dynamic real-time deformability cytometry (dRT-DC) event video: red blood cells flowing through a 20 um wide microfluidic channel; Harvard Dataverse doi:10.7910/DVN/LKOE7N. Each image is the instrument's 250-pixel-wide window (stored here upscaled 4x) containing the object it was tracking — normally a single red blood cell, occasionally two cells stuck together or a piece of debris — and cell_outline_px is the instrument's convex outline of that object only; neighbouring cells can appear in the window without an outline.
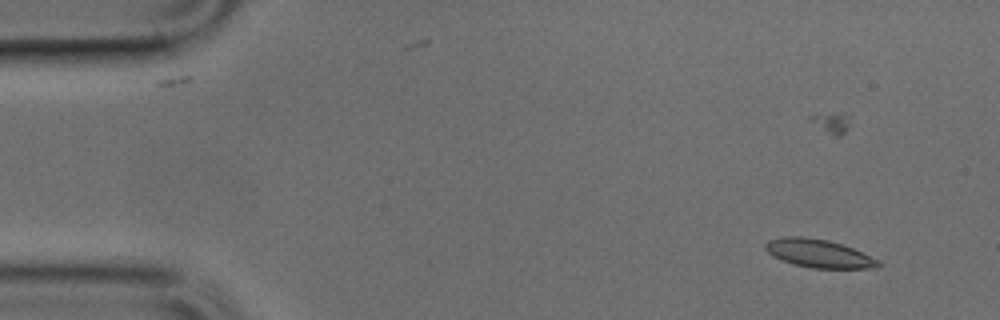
{"species": "common noctule bat (a hibernating species)", "species_latin": "Nyctalus noctula", "temperature_condition": "cold", "stored_images_in_passage": 53, "camera_frame_rate_fps": 3000, "um_per_image_px": 0.085, "animal": {"sex": "male", "body_mass_g": 17.9, "forearm_length_mm": 54.2}, "frame": {"image": 1, "passage_image": 6, "time_ms": 1.667, "image_size_px": [1000, 320], "cell_outline_px": [[880, 268], [812, 268], [792, 264], [772, 256], [764, 248], [764, 244], [768, 240], [784, 236], [804, 236], [828, 240], [852, 248], [880, 260]], "centroid_in_image_um": [69.57, 21.54], "position_along_channel_um": 15.4, "area_um2": 18.67}}
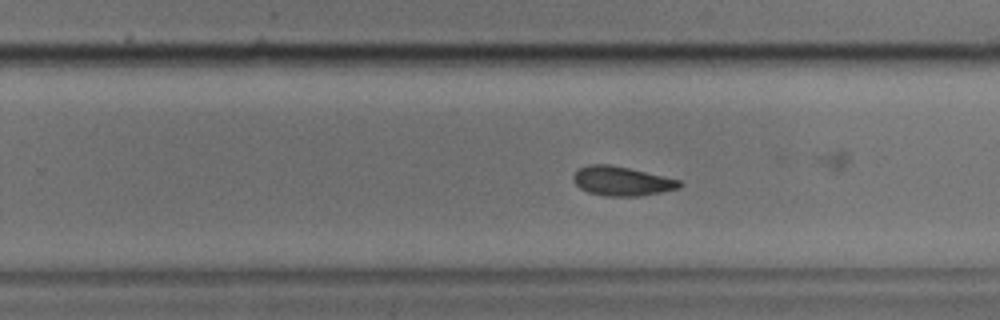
{"frame": {"image": 2, "passage_image": 33, "time_ms": 10.667, "image_size_px": [1000, 320], "cell_outline_px": [[684, 184], [680, 188], [660, 192], [636, 196], [604, 196], [588, 192], [580, 188], [572, 180], [572, 176], [580, 168], [588, 164], [608, 164], [628, 168], [680, 180]], "centroid_in_image_um": [52.83, 15.39], "position_along_channel_um": 277.0, "area_um2": 17.98}}
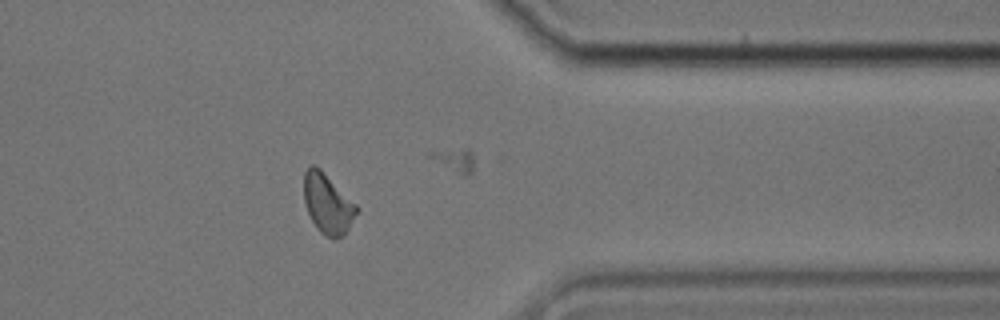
{"frame": {"image": 3, "passage_image": 42, "time_ms": 13.667, "image_size_px": [1000, 320], "cell_outline_px": [[360, 208], [344, 236], [336, 240], [332, 240], [320, 232], [316, 228], [308, 212], [304, 200], [304, 172], [312, 164], [320, 168]], "centroid_in_image_um": [27.87, 17.35], "position_along_channel_um": 383.5, "area_um2": 18.5}}